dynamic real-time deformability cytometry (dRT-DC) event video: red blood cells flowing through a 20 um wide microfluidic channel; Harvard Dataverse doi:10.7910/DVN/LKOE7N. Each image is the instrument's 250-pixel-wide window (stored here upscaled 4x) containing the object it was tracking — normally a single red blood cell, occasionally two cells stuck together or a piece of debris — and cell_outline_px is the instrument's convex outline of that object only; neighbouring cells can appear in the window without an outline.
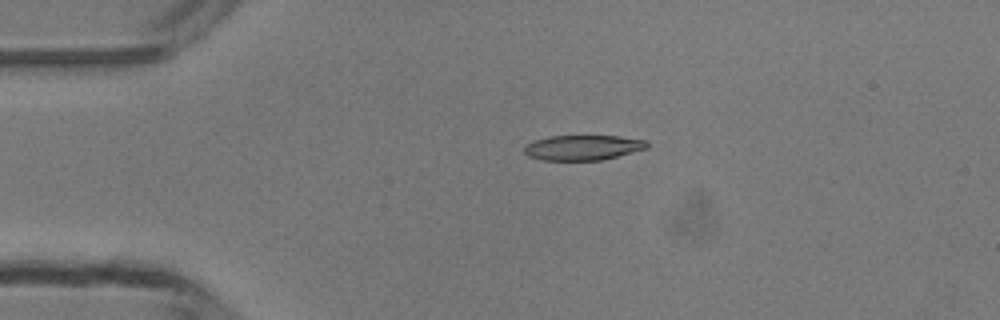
{"species": "common noctule bat (a hibernating species)", "species_latin": "Nyctalus noctula", "temperature_condition": "room temperature", "stored_images_in_passage": 4, "camera_frame_rate_fps": 3000, "um_per_image_px": 0.085, "animal": {"sex": "male", "body_mass_g": 13.3}, "frame": {"image": 1, "passage_image": 3, "time_ms": 2.333, "image_size_px": [1000, 320], "cell_outline_px": [[648, 148], [600, 160], [540, 160], [528, 156], [524, 152], [524, 144], [532, 140], [548, 136], [620, 136], [648, 140]], "centroid_in_image_um": [49.5, 12.53], "position_along_channel_um": 35.5, "area_um2": 18.09}}
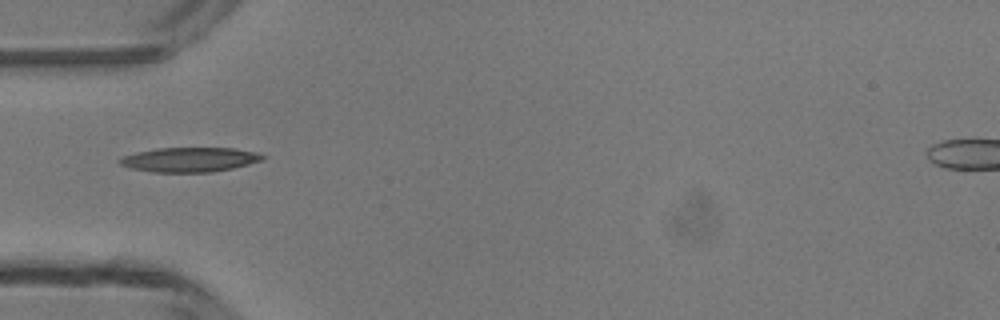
{"frame": {"image": 2, "passage_image": 4, "time_ms": 4.0, "image_size_px": [1000, 320], "cell_outline_px": [[268, 156], [264, 160], [232, 168], [212, 172], [152, 172], [132, 168], [120, 164], [116, 160], [120, 156], [136, 152], [156, 148], [232, 148], [256, 152]], "centroid_in_image_um": [16.1, 13.56], "position_along_channel_um": 68.9, "area_um2": 20.58}}